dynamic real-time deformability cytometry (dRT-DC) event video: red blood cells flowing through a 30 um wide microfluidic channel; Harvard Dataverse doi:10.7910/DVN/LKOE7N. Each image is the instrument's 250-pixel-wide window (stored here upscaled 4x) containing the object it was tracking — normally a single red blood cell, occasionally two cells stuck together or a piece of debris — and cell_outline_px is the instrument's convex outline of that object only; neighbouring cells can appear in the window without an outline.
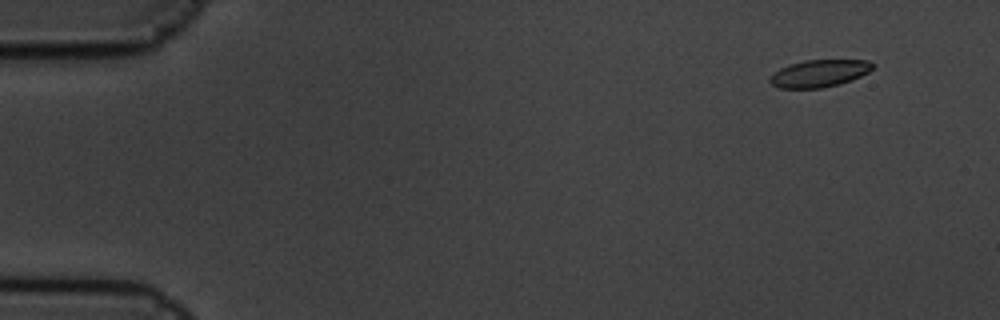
{"species": "common noctule bat (a hibernating species)", "species_latin": "Nyctalus noctula", "temperature_condition": "cold", "stored_images_in_passage": 6, "camera_frame_rate_fps": 3000, "um_per_image_px": 0.085, "animal": {"sex": "male", "body_mass_g": 19.5, "forearm_length_mm": 54.6}, "frame": {"image": 1, "passage_image": 1, "time_ms": 0.0, "image_size_px": [1000, 320], "cell_outline_px": [[876, 64], [868, 72], [860, 76], [840, 84], [820, 88], [780, 88], [772, 84], [768, 80], [780, 68], [788, 64], [804, 60], [868, 60]], "centroid_in_image_um": [69.65, 6.23], "position_along_channel_um": 15.3, "area_um2": 16.24}}
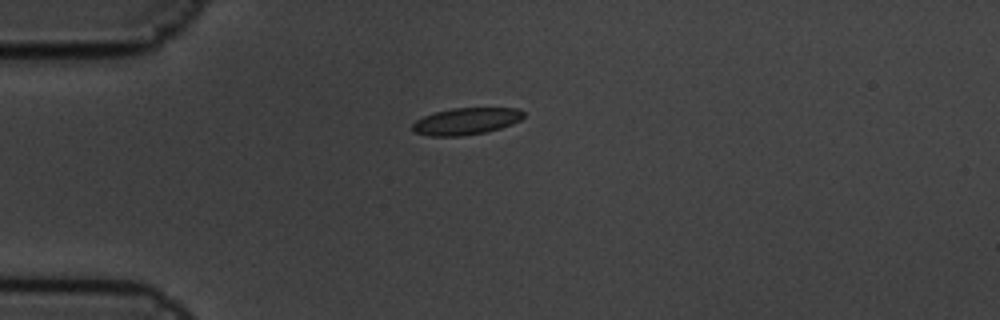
{"frame": {"image": 2, "passage_image": 4, "time_ms": 1.0, "image_size_px": [1000, 320], "cell_outline_px": [[524, 116], [520, 120], [512, 124], [488, 132], [460, 136], [428, 136], [416, 132], [412, 128], [412, 124], [416, 120], [424, 116], [436, 112], [452, 108], [520, 108], [524, 112]], "centroid_in_image_um": [39.64, 10.3], "position_along_channel_um": 45.4, "area_um2": 17.4}}
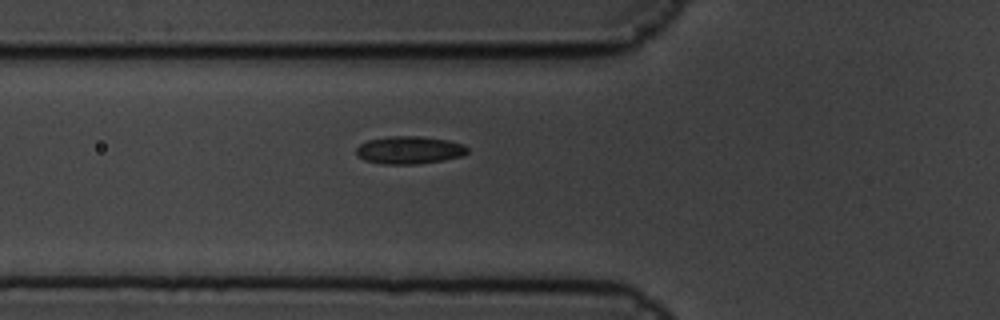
{"frame": {"image": 3, "passage_image": 6, "time_ms": 1.667, "image_size_px": [1000, 320], "cell_outline_px": [[468, 152], [460, 156], [444, 160], [416, 164], [380, 164], [364, 160], [356, 156], [356, 148], [360, 144], [368, 140], [388, 136], [420, 136], [448, 140], [464, 144], [468, 148]], "centroid_in_image_um": [34.77, 12.75], "position_along_channel_um": 91.0, "area_um2": 18.09}}